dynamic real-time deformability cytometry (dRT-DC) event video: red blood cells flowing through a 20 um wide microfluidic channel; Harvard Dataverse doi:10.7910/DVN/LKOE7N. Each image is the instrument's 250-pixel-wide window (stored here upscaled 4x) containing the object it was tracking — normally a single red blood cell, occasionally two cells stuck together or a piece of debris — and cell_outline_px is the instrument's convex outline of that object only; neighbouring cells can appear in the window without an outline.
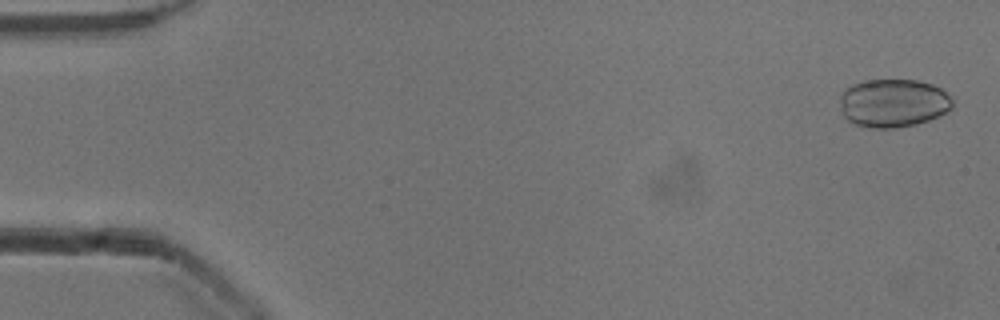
{"species": "common noctule bat (a hibernating species)", "species_latin": "Nyctalus noctula", "temperature_condition": "cold", "stored_images_in_passage": 5, "camera_frame_rate_fps": 3000, "um_per_image_px": 0.085, "animal": {"sex": "male", "body_mass_g": 13.3}, "frame": {"image": 1, "passage_image": 1, "time_ms": 0.0, "image_size_px": [1000, 320], "cell_outline_px": [[952, 108], [928, 120], [916, 124], [892, 128], [872, 128], [856, 124], [848, 120], [844, 116], [840, 108], [840, 92], [844, 88], [852, 84], [864, 80], [916, 80], [932, 84], [940, 88], [952, 96]], "centroid_in_image_um": [75.89, 8.74], "position_along_channel_um": 9.1, "area_um2": 31.79}}